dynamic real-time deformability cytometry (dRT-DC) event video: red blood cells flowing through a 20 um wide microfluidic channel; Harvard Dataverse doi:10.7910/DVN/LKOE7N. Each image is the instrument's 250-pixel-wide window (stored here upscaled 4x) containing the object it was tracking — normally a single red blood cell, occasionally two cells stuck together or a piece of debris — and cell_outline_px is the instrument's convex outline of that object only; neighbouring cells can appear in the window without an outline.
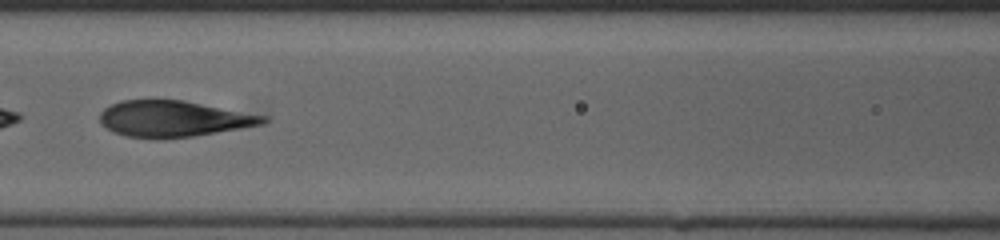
{"species": "human", "species_latin": "Homo sapiens", "temperature_condition": "cold", "stored_images_in_passage": 42, "segment_of_instrument_passage": [2, 2], "camera_frame_rate_fps": 3000, "um_per_image_px": 0.085, "donor": {"sex": "female"}, "frame": {"image": 1, "passage_image": 20, "time_ms": 6.333, "image_size_px": [1000, 240], "cell_outline_px": [[268, 120], [260, 124], [216, 132], [192, 136], [164, 140], [156, 140], [128, 136], [116, 132], [108, 128], [100, 120], [100, 112], [104, 108], [120, 100], [184, 100], [268, 116]], "centroid_in_image_um": [14.73, 10.1], "position_along_channel_um": 151.9, "area_um2": 34.22}}
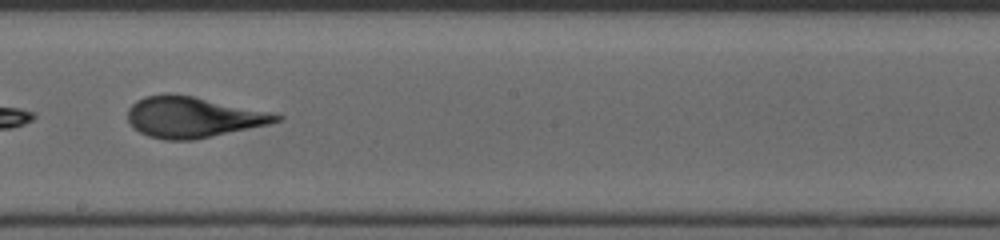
{"frame": {"image": 2, "passage_image": 25, "time_ms": 8.0, "image_size_px": [1000, 240], "cell_outline_px": [[284, 120], [268, 124], [192, 140], [164, 140], [148, 136], [140, 132], [128, 120], [128, 108], [136, 100], [144, 96], [168, 92], [192, 96], [276, 112], [284, 116]], "centroid_in_image_um": [16.43, 9.93], "position_along_channel_um": 231.8, "area_um2": 35.55}}
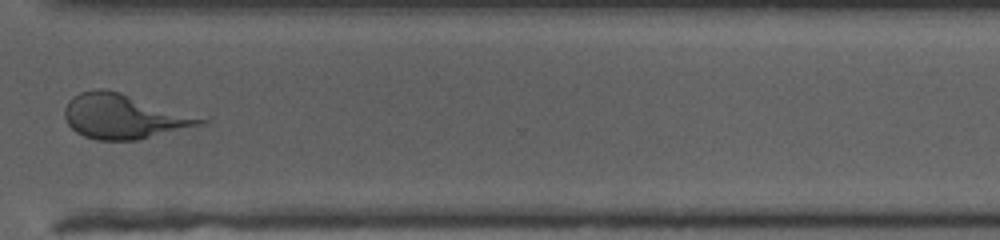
{"frame": {"image": 3, "passage_image": 33, "time_ms": 10.667, "image_size_px": [1000, 240], "cell_outline_px": [[212, 120], [204, 124], [136, 140], [96, 140], [84, 136], [76, 132], [68, 124], [64, 116], [64, 108], [68, 100], [72, 96], [80, 92], [96, 88], [104, 88], [120, 92], [208, 116]], "centroid_in_image_um": [10.62, 9.87], "position_along_channel_um": 360.0, "area_um2": 36.24}}